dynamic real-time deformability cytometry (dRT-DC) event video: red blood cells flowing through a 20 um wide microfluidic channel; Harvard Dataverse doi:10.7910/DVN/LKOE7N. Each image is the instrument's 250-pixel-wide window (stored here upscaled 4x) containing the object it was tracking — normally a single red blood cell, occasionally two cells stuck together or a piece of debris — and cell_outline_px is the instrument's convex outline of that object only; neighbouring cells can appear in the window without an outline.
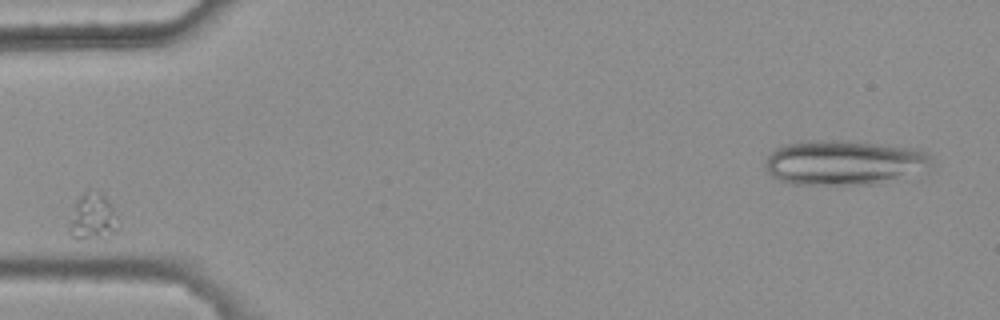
{"species": "common noctule bat (a hibernating species)", "species_latin": "Nyctalus noctula", "temperature_condition": "warm", "stored_images_in_passage": 1, "camera_frame_rate_fps": 3000, "um_per_image_px": 0.085, "animal": {"sex": "female", "body_mass_g": 25.1}, "frame": {"image": 1, "passage_image": 1, "time_ms": 0.0, "image_size_px": [1000, 320], "cell_outline_px": [[120, 228], [116, 232], [80, 240], [76, 240], [68, 232], [68, 228], [76, 200], [88, 188], [104, 196], [108, 200], [112, 208]], "centroid_in_image_um": [7.84, 18.43], "position_along_channel_um": 77.2, "area_um2": 13.01}}